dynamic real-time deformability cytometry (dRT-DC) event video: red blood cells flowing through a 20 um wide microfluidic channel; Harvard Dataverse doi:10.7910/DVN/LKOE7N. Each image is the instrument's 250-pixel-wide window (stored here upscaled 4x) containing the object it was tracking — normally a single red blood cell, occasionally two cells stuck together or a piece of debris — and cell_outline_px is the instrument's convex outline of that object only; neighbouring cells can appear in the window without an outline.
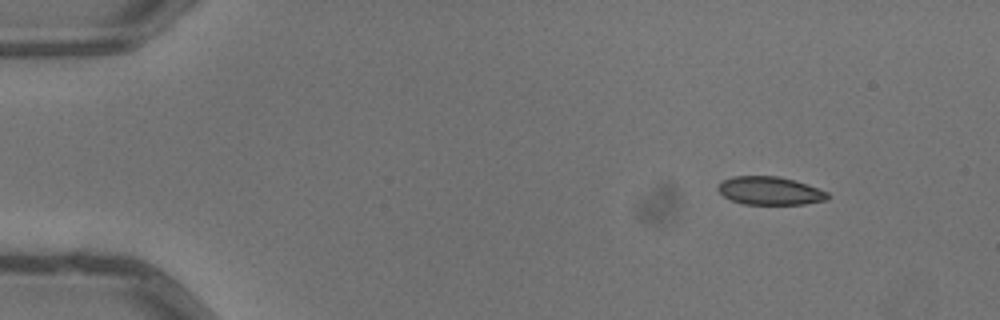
{"species": "common noctule bat (a hibernating species)", "species_latin": "Nyctalus noctula", "temperature_condition": "warm", "stored_images_in_passage": 6, "camera_frame_rate_fps": 3000, "um_per_image_px": 0.085, "animal": {"sex": "male", "body_mass_g": 13.3}, "frame": {"image": 1, "passage_image": 1, "time_ms": 0.0, "image_size_px": [1000, 320], "cell_outline_px": [[828, 200], [804, 204], [744, 204], [732, 200], [724, 196], [716, 188], [724, 180], [732, 176], [776, 176], [808, 184], [828, 192]], "centroid_in_image_um": [65.46, 16.22], "position_along_channel_um": 19.5, "area_um2": 17.86}}
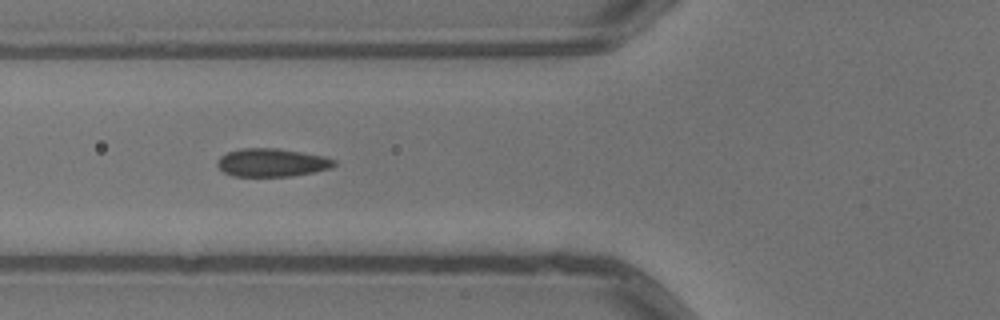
{"frame": {"image": 2, "passage_image": 5, "time_ms": 1.333, "image_size_px": [1000, 320], "cell_outline_px": [[336, 164], [328, 168], [312, 172], [292, 176], [232, 176], [224, 172], [216, 164], [216, 160], [220, 156], [228, 152], [240, 148], [276, 148], [324, 156], [336, 160]], "centroid_in_image_um": [23.06, 13.81], "position_along_channel_um": 102.7, "area_um2": 19.07}}
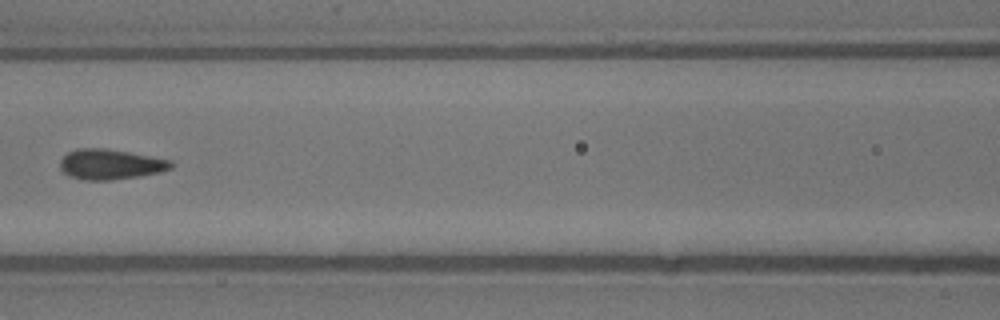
{"frame": {"image": 3, "passage_image": 6, "time_ms": 1.667, "image_size_px": [1000, 320], "cell_outline_px": [[176, 164], [172, 168], [160, 172], [140, 176], [112, 180], [84, 180], [68, 176], [60, 168], [60, 160], [68, 152], [76, 148], [104, 148], [128, 152], [172, 160]], "centroid_in_image_um": [9.4, 13.97], "position_along_channel_um": 157.2, "area_um2": 19.71}}